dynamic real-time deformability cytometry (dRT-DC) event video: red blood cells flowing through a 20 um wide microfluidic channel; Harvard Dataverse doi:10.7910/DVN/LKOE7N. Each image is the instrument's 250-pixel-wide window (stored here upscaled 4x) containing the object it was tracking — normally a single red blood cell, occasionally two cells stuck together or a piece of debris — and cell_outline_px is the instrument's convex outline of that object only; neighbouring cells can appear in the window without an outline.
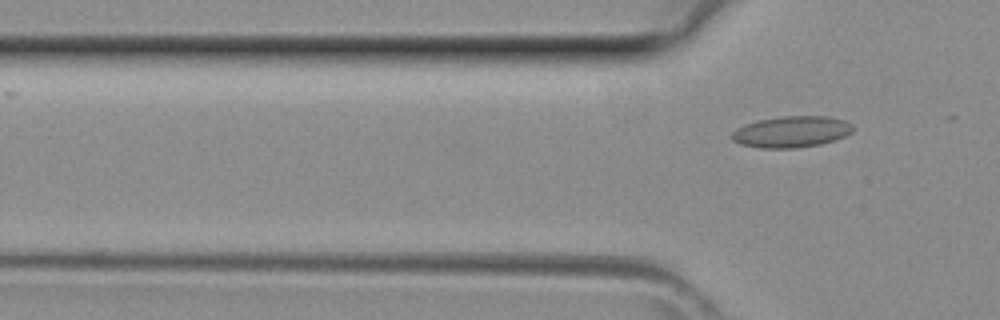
{"species": "common noctule bat (a hibernating species)", "species_latin": "Nyctalus noctula", "temperature_condition": "room temperature", "stored_images_in_passage": 4, "segment_of_instrument_passage": [2, 2], "camera_frame_rate_fps": 3000, "um_per_image_px": 0.085, "animal": {"sex": "female", "body_mass_g": 29.2, "forearm_length_mm": 56.3}, "frame": {"image": 1, "passage_image": 4, "time_ms": 1.0, "image_size_px": [1000, 320], "cell_outline_px": [[852, 132], [844, 136], [820, 144], [796, 148], [760, 148], [740, 144], [732, 140], [732, 132], [736, 128], [744, 124], [756, 120], [780, 116], [828, 116], [844, 120], [852, 124]], "centroid_in_image_um": [67.23, 11.19], "position_along_channel_um": 58.6, "area_um2": 22.14}}